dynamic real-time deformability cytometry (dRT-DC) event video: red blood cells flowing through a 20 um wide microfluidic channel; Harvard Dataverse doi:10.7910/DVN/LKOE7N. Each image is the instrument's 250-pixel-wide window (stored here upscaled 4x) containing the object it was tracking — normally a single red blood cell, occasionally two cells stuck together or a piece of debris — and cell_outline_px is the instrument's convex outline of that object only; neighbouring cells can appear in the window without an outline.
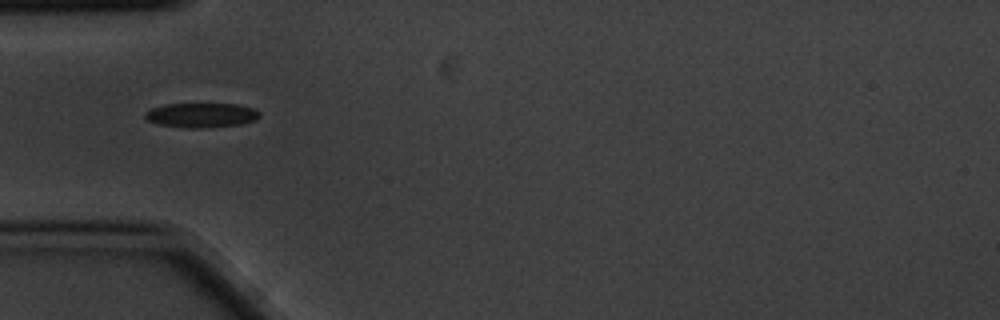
{"species": "common noctule bat (a hibernating species)", "species_latin": "Nyctalus noctula", "temperature_condition": "cold", "stored_images_in_passage": 13, "camera_frame_rate_fps": 3000, "um_per_image_px": 0.085, "animal": {"sex": "male", "body_mass_g": 20.1, "forearm_length_mm": 53.5}, "frame": {"image": 1, "passage_image": 3, "time_ms": 0.667, "image_size_px": [1000, 320], "cell_outline_px": [[260, 116], [256, 120], [240, 124], [200, 128], [184, 128], [156, 124], [148, 120], [144, 116], [144, 112], [152, 108], [164, 104], [236, 104], [256, 108], [260, 112]], "centroid_in_image_um": [17.11, 9.79], "position_along_channel_um": 67.9, "area_um2": 16.53}}
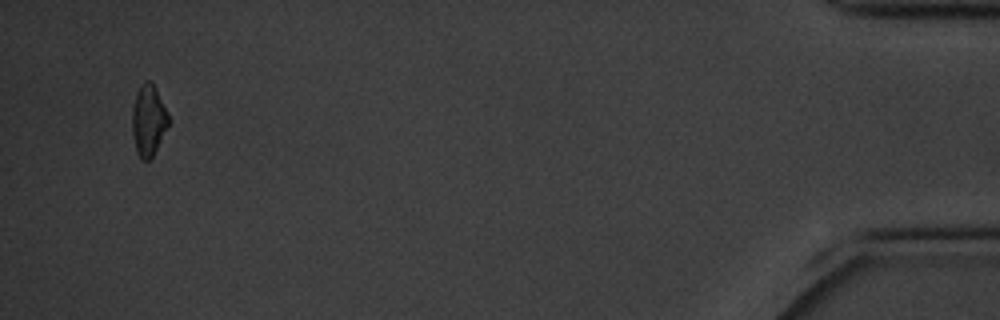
{"frame": {"image": 2, "passage_image": 13, "time_ms": 4.0, "image_size_px": [1000, 320], "cell_outline_px": [[168, 124], [152, 156], [148, 160], [140, 160], [136, 152], [132, 136], [132, 108], [136, 92], [140, 84], [144, 80], [148, 80], [156, 88], [168, 112]], "centroid_in_image_um": [12.58, 10.2], "position_along_channel_um": 422.6, "area_um2": 15.03}}